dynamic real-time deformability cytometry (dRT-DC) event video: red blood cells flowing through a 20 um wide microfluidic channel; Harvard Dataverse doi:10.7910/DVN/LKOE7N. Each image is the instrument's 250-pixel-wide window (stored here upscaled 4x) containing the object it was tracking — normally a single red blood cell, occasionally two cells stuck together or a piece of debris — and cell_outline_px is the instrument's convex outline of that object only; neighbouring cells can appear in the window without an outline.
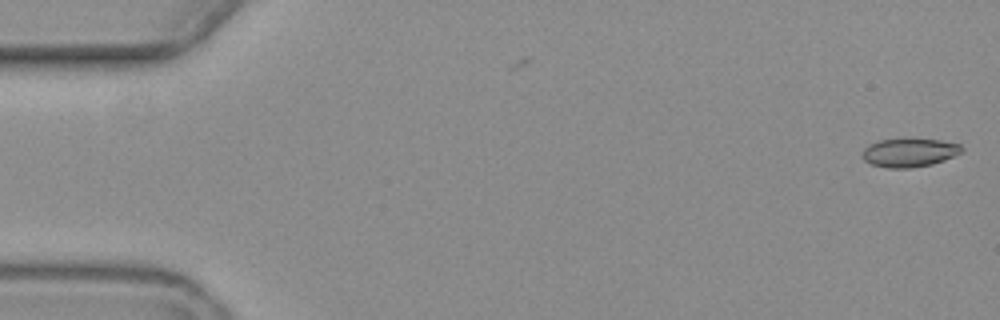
{"species": "common noctule bat (a hibernating species)", "species_latin": "Nyctalus noctula", "temperature_condition": "warm", "stored_images_in_passage": 2, "camera_frame_rate_fps": 3000, "um_per_image_px": 0.085, "animal": {"sex": "female", "body_mass_g": 19.3, "forearm_length_mm": 54.1}, "frame": {"image": 1, "passage_image": 2, "time_ms": 1.667, "image_size_px": [1000, 320], "cell_outline_px": [[964, 152], [944, 160], [932, 164], [908, 168], [888, 168], [872, 164], [864, 160], [860, 156], [860, 152], [868, 144], [880, 140], [940, 140], [960, 144], [964, 148]], "centroid_in_image_um": [77.28, 12.98], "position_along_channel_um": 7.7, "area_um2": 16.47}}